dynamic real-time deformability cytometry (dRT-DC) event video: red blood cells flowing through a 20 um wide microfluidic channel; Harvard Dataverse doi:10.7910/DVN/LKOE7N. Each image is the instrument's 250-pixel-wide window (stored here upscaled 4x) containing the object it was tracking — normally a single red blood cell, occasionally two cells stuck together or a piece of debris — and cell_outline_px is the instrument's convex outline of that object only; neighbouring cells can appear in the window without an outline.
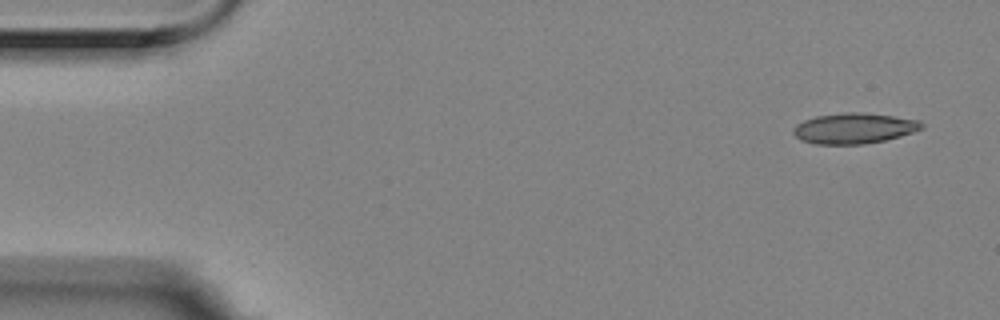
{"species": "Egyptian fruit bat (a non-hibernating species)", "species_latin": "Rousettus aegyptiacus", "temperature_condition": "room temperature", "stored_images_in_passage": 4, "camera_frame_rate_fps": 3000, "um_per_image_px": 0.085, "animal": {"sex": "female"}, "frame": {"image": 1, "passage_image": 1, "time_ms": 0.0, "image_size_px": [1000, 320], "cell_outline_px": [[924, 128], [900, 136], [884, 140], [864, 144], [816, 144], [800, 140], [792, 132], [792, 128], [796, 124], [804, 120], [816, 116], [844, 112], [860, 112], [892, 116], [920, 120], [924, 124]], "centroid_in_image_um": [72.58, 10.9], "position_along_channel_um": 12.4, "area_um2": 22.89}}